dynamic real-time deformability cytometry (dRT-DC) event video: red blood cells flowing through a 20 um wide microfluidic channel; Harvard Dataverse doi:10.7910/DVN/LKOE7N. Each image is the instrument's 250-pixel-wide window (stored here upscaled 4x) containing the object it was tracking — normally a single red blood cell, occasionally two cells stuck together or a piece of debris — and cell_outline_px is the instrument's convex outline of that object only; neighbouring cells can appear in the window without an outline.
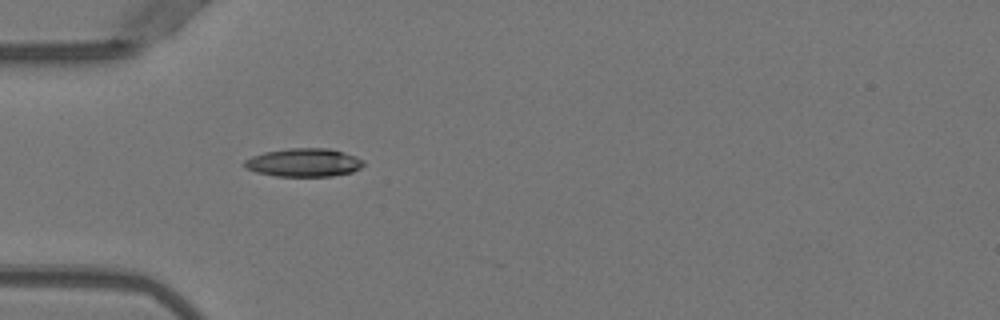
{"species": "Egyptian fruit bat (a non-hibernating species)", "species_latin": "Rousettus aegyptiacus", "temperature_condition": "warm", "stored_images_in_passage": 36, "camera_frame_rate_fps": 3000, "um_per_image_px": 0.085, "animal": {"sex": "female"}, "frame": {"image": 1, "passage_image": 1, "time_ms": 0.0, "image_size_px": [1000, 320], "cell_outline_px": [[364, 164], [360, 168], [352, 172], [332, 176], [276, 176], [256, 172], [244, 168], [244, 160], [252, 156], [264, 152], [288, 148], [328, 148], [344, 152], [356, 156], [364, 160]], "centroid_in_image_um": [25.83, 13.81], "position_along_channel_um": 59.2, "area_um2": 19.77}}
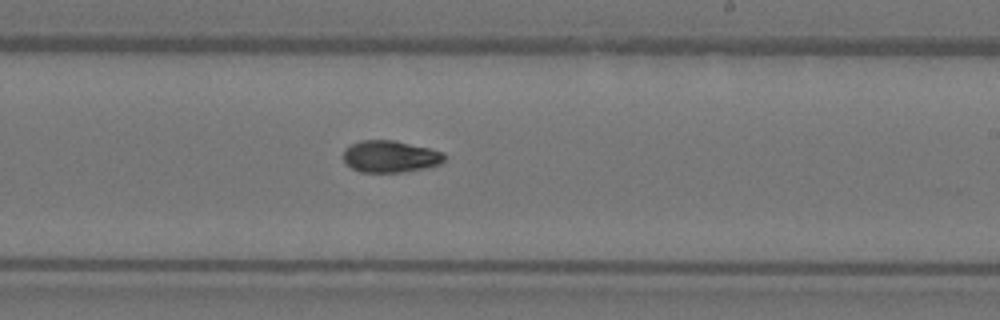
{"frame": {"image": 2, "passage_image": 16, "time_ms": 5.0, "image_size_px": [1000, 320], "cell_outline_px": [[448, 156], [440, 164], [428, 168], [400, 172], [360, 172], [344, 164], [344, 148], [360, 140], [396, 140], [444, 152]], "centroid_in_image_um": [33.18, 13.3], "position_along_channel_um": 255.8, "area_um2": 19.02}}
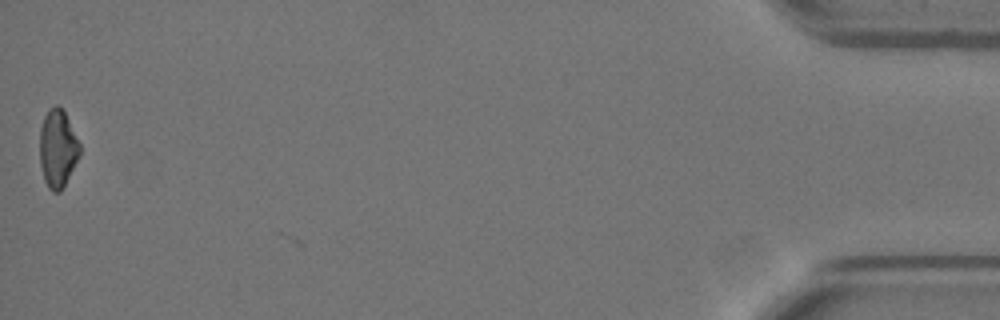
{"frame": {"image": 3, "passage_image": 36, "time_ms": 11.667, "image_size_px": [1000, 320], "cell_outline_px": [[80, 156], [60, 192], [52, 192], [48, 188], [44, 180], [40, 164], [40, 128], [44, 116], [48, 108], [56, 104], [64, 112], [80, 144]], "centroid_in_image_um": [4.89, 12.63], "position_along_channel_um": 430.3, "area_um2": 18.09}, "authors_computed_cell_mechanics": {"area_um2": 18.6116, "velocity_mm_per_s": 4.0127, "shape_relaxation_time_tau1_ms": 6.6991, "shape_relaxation_time_tau2_ms": 5.8351, "deformation_change_tau1": 0.1946, "deformation_change_tau2": 0.0977}}